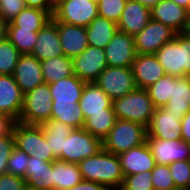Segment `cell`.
<instances>
[{
	"mask_svg": "<svg viewBox=\"0 0 190 190\" xmlns=\"http://www.w3.org/2000/svg\"><path fill=\"white\" fill-rule=\"evenodd\" d=\"M82 179L105 185L109 190H119L124 175L118 155L103 148L92 157L83 159L79 164Z\"/></svg>",
	"mask_w": 190,
	"mask_h": 190,
	"instance_id": "cell-1",
	"label": "cell"
},
{
	"mask_svg": "<svg viewBox=\"0 0 190 190\" xmlns=\"http://www.w3.org/2000/svg\"><path fill=\"white\" fill-rule=\"evenodd\" d=\"M117 119L128 120L148 127L155 111L146 89L136 88L122 98L112 101Z\"/></svg>",
	"mask_w": 190,
	"mask_h": 190,
	"instance_id": "cell-2",
	"label": "cell"
},
{
	"mask_svg": "<svg viewBox=\"0 0 190 190\" xmlns=\"http://www.w3.org/2000/svg\"><path fill=\"white\" fill-rule=\"evenodd\" d=\"M147 127L142 124L116 119L114 127L102 141V148L119 155L146 142Z\"/></svg>",
	"mask_w": 190,
	"mask_h": 190,
	"instance_id": "cell-3",
	"label": "cell"
},
{
	"mask_svg": "<svg viewBox=\"0 0 190 190\" xmlns=\"http://www.w3.org/2000/svg\"><path fill=\"white\" fill-rule=\"evenodd\" d=\"M51 114V91L49 84L44 83L24 94L23 107L18 122L41 125L50 120Z\"/></svg>",
	"mask_w": 190,
	"mask_h": 190,
	"instance_id": "cell-4",
	"label": "cell"
},
{
	"mask_svg": "<svg viewBox=\"0 0 190 190\" xmlns=\"http://www.w3.org/2000/svg\"><path fill=\"white\" fill-rule=\"evenodd\" d=\"M15 147L29 156L53 162L52 150L47 144L41 125H28L17 122L14 128Z\"/></svg>",
	"mask_w": 190,
	"mask_h": 190,
	"instance_id": "cell-5",
	"label": "cell"
},
{
	"mask_svg": "<svg viewBox=\"0 0 190 190\" xmlns=\"http://www.w3.org/2000/svg\"><path fill=\"white\" fill-rule=\"evenodd\" d=\"M97 16V0H62L54 6L52 18L86 28Z\"/></svg>",
	"mask_w": 190,
	"mask_h": 190,
	"instance_id": "cell-6",
	"label": "cell"
},
{
	"mask_svg": "<svg viewBox=\"0 0 190 190\" xmlns=\"http://www.w3.org/2000/svg\"><path fill=\"white\" fill-rule=\"evenodd\" d=\"M102 149V141L84 128L74 129L64 140V150L60 161L79 164L83 159L92 157Z\"/></svg>",
	"mask_w": 190,
	"mask_h": 190,
	"instance_id": "cell-7",
	"label": "cell"
},
{
	"mask_svg": "<svg viewBox=\"0 0 190 190\" xmlns=\"http://www.w3.org/2000/svg\"><path fill=\"white\" fill-rule=\"evenodd\" d=\"M95 83L112 101L122 98L137 88L132 70L127 67L107 66Z\"/></svg>",
	"mask_w": 190,
	"mask_h": 190,
	"instance_id": "cell-8",
	"label": "cell"
},
{
	"mask_svg": "<svg viewBox=\"0 0 190 190\" xmlns=\"http://www.w3.org/2000/svg\"><path fill=\"white\" fill-rule=\"evenodd\" d=\"M176 32L152 18L141 32L135 35L134 44L137 54H155L162 45L175 38Z\"/></svg>",
	"mask_w": 190,
	"mask_h": 190,
	"instance_id": "cell-9",
	"label": "cell"
},
{
	"mask_svg": "<svg viewBox=\"0 0 190 190\" xmlns=\"http://www.w3.org/2000/svg\"><path fill=\"white\" fill-rule=\"evenodd\" d=\"M184 114H174L165 106L156 108L149 126L146 139L179 140L181 138V120Z\"/></svg>",
	"mask_w": 190,
	"mask_h": 190,
	"instance_id": "cell-10",
	"label": "cell"
},
{
	"mask_svg": "<svg viewBox=\"0 0 190 190\" xmlns=\"http://www.w3.org/2000/svg\"><path fill=\"white\" fill-rule=\"evenodd\" d=\"M72 60L73 74L85 82H95L107 67L105 50L90 45Z\"/></svg>",
	"mask_w": 190,
	"mask_h": 190,
	"instance_id": "cell-11",
	"label": "cell"
},
{
	"mask_svg": "<svg viewBox=\"0 0 190 190\" xmlns=\"http://www.w3.org/2000/svg\"><path fill=\"white\" fill-rule=\"evenodd\" d=\"M107 66L131 68L137 56L133 36L117 31L105 47Z\"/></svg>",
	"mask_w": 190,
	"mask_h": 190,
	"instance_id": "cell-12",
	"label": "cell"
},
{
	"mask_svg": "<svg viewBox=\"0 0 190 190\" xmlns=\"http://www.w3.org/2000/svg\"><path fill=\"white\" fill-rule=\"evenodd\" d=\"M190 12L171 0H160L151 8V18L173 29L177 34L185 33L189 26Z\"/></svg>",
	"mask_w": 190,
	"mask_h": 190,
	"instance_id": "cell-13",
	"label": "cell"
},
{
	"mask_svg": "<svg viewBox=\"0 0 190 190\" xmlns=\"http://www.w3.org/2000/svg\"><path fill=\"white\" fill-rule=\"evenodd\" d=\"M156 164L170 165L175 161L190 160V145L184 140L146 139Z\"/></svg>",
	"mask_w": 190,
	"mask_h": 190,
	"instance_id": "cell-14",
	"label": "cell"
},
{
	"mask_svg": "<svg viewBox=\"0 0 190 190\" xmlns=\"http://www.w3.org/2000/svg\"><path fill=\"white\" fill-rule=\"evenodd\" d=\"M13 77L23 94L44 84L41 61L31 54H21Z\"/></svg>",
	"mask_w": 190,
	"mask_h": 190,
	"instance_id": "cell-15",
	"label": "cell"
},
{
	"mask_svg": "<svg viewBox=\"0 0 190 190\" xmlns=\"http://www.w3.org/2000/svg\"><path fill=\"white\" fill-rule=\"evenodd\" d=\"M31 55L35 56L39 61L64 55L59 40L57 22L53 18L38 32Z\"/></svg>",
	"mask_w": 190,
	"mask_h": 190,
	"instance_id": "cell-16",
	"label": "cell"
},
{
	"mask_svg": "<svg viewBox=\"0 0 190 190\" xmlns=\"http://www.w3.org/2000/svg\"><path fill=\"white\" fill-rule=\"evenodd\" d=\"M118 157L124 177L152 171L156 165L147 142L119 154Z\"/></svg>",
	"mask_w": 190,
	"mask_h": 190,
	"instance_id": "cell-17",
	"label": "cell"
},
{
	"mask_svg": "<svg viewBox=\"0 0 190 190\" xmlns=\"http://www.w3.org/2000/svg\"><path fill=\"white\" fill-rule=\"evenodd\" d=\"M131 70L137 88L143 89L148 88L166 74L155 54H137Z\"/></svg>",
	"mask_w": 190,
	"mask_h": 190,
	"instance_id": "cell-18",
	"label": "cell"
},
{
	"mask_svg": "<svg viewBox=\"0 0 190 190\" xmlns=\"http://www.w3.org/2000/svg\"><path fill=\"white\" fill-rule=\"evenodd\" d=\"M24 94L13 75H0V113L7 114L17 121L23 107Z\"/></svg>",
	"mask_w": 190,
	"mask_h": 190,
	"instance_id": "cell-19",
	"label": "cell"
},
{
	"mask_svg": "<svg viewBox=\"0 0 190 190\" xmlns=\"http://www.w3.org/2000/svg\"><path fill=\"white\" fill-rule=\"evenodd\" d=\"M150 19V8L137 1L128 0L117 25L119 31L134 37L141 32Z\"/></svg>",
	"mask_w": 190,
	"mask_h": 190,
	"instance_id": "cell-20",
	"label": "cell"
},
{
	"mask_svg": "<svg viewBox=\"0 0 190 190\" xmlns=\"http://www.w3.org/2000/svg\"><path fill=\"white\" fill-rule=\"evenodd\" d=\"M57 27L64 56L73 59L89 46L85 27L62 22Z\"/></svg>",
	"mask_w": 190,
	"mask_h": 190,
	"instance_id": "cell-21",
	"label": "cell"
},
{
	"mask_svg": "<svg viewBox=\"0 0 190 190\" xmlns=\"http://www.w3.org/2000/svg\"><path fill=\"white\" fill-rule=\"evenodd\" d=\"M85 83V81L79 79L76 75H72L49 84L52 105L79 103Z\"/></svg>",
	"mask_w": 190,
	"mask_h": 190,
	"instance_id": "cell-22",
	"label": "cell"
},
{
	"mask_svg": "<svg viewBox=\"0 0 190 190\" xmlns=\"http://www.w3.org/2000/svg\"><path fill=\"white\" fill-rule=\"evenodd\" d=\"M78 104L84 119L90 113H106V108H113L111 98L95 82L85 83Z\"/></svg>",
	"mask_w": 190,
	"mask_h": 190,
	"instance_id": "cell-23",
	"label": "cell"
},
{
	"mask_svg": "<svg viewBox=\"0 0 190 190\" xmlns=\"http://www.w3.org/2000/svg\"><path fill=\"white\" fill-rule=\"evenodd\" d=\"M25 182L38 190H53L52 162L29 156Z\"/></svg>",
	"mask_w": 190,
	"mask_h": 190,
	"instance_id": "cell-24",
	"label": "cell"
},
{
	"mask_svg": "<svg viewBox=\"0 0 190 190\" xmlns=\"http://www.w3.org/2000/svg\"><path fill=\"white\" fill-rule=\"evenodd\" d=\"M155 56L166 74L181 77V33L162 45Z\"/></svg>",
	"mask_w": 190,
	"mask_h": 190,
	"instance_id": "cell-25",
	"label": "cell"
},
{
	"mask_svg": "<svg viewBox=\"0 0 190 190\" xmlns=\"http://www.w3.org/2000/svg\"><path fill=\"white\" fill-rule=\"evenodd\" d=\"M118 30L116 22L97 16L86 27L88 44L105 49Z\"/></svg>",
	"mask_w": 190,
	"mask_h": 190,
	"instance_id": "cell-26",
	"label": "cell"
},
{
	"mask_svg": "<svg viewBox=\"0 0 190 190\" xmlns=\"http://www.w3.org/2000/svg\"><path fill=\"white\" fill-rule=\"evenodd\" d=\"M52 169L53 190H70L83 180L77 163L55 160Z\"/></svg>",
	"mask_w": 190,
	"mask_h": 190,
	"instance_id": "cell-27",
	"label": "cell"
},
{
	"mask_svg": "<svg viewBox=\"0 0 190 190\" xmlns=\"http://www.w3.org/2000/svg\"><path fill=\"white\" fill-rule=\"evenodd\" d=\"M174 114L190 111V76L175 77L172 80L170 99L165 105Z\"/></svg>",
	"mask_w": 190,
	"mask_h": 190,
	"instance_id": "cell-28",
	"label": "cell"
},
{
	"mask_svg": "<svg viewBox=\"0 0 190 190\" xmlns=\"http://www.w3.org/2000/svg\"><path fill=\"white\" fill-rule=\"evenodd\" d=\"M52 16L46 11L32 7H25L10 23L4 28H21L39 32Z\"/></svg>",
	"mask_w": 190,
	"mask_h": 190,
	"instance_id": "cell-29",
	"label": "cell"
},
{
	"mask_svg": "<svg viewBox=\"0 0 190 190\" xmlns=\"http://www.w3.org/2000/svg\"><path fill=\"white\" fill-rule=\"evenodd\" d=\"M47 144L52 150L53 157L60 160V154L64 150V140L70 135L74 128L57 120H48L41 124Z\"/></svg>",
	"mask_w": 190,
	"mask_h": 190,
	"instance_id": "cell-30",
	"label": "cell"
},
{
	"mask_svg": "<svg viewBox=\"0 0 190 190\" xmlns=\"http://www.w3.org/2000/svg\"><path fill=\"white\" fill-rule=\"evenodd\" d=\"M41 67L45 84H52L74 75L73 60L64 55L41 61Z\"/></svg>",
	"mask_w": 190,
	"mask_h": 190,
	"instance_id": "cell-31",
	"label": "cell"
},
{
	"mask_svg": "<svg viewBox=\"0 0 190 190\" xmlns=\"http://www.w3.org/2000/svg\"><path fill=\"white\" fill-rule=\"evenodd\" d=\"M113 108H106V113H90L84 120L83 128L101 141L108 135L116 122Z\"/></svg>",
	"mask_w": 190,
	"mask_h": 190,
	"instance_id": "cell-32",
	"label": "cell"
},
{
	"mask_svg": "<svg viewBox=\"0 0 190 190\" xmlns=\"http://www.w3.org/2000/svg\"><path fill=\"white\" fill-rule=\"evenodd\" d=\"M50 119L63 122L74 129L83 128L84 116L78 103L72 105H52Z\"/></svg>",
	"mask_w": 190,
	"mask_h": 190,
	"instance_id": "cell-33",
	"label": "cell"
},
{
	"mask_svg": "<svg viewBox=\"0 0 190 190\" xmlns=\"http://www.w3.org/2000/svg\"><path fill=\"white\" fill-rule=\"evenodd\" d=\"M3 34L21 54L32 53L38 36V32L21 28H4Z\"/></svg>",
	"mask_w": 190,
	"mask_h": 190,
	"instance_id": "cell-34",
	"label": "cell"
},
{
	"mask_svg": "<svg viewBox=\"0 0 190 190\" xmlns=\"http://www.w3.org/2000/svg\"><path fill=\"white\" fill-rule=\"evenodd\" d=\"M21 53L3 34L0 37V75H13Z\"/></svg>",
	"mask_w": 190,
	"mask_h": 190,
	"instance_id": "cell-35",
	"label": "cell"
},
{
	"mask_svg": "<svg viewBox=\"0 0 190 190\" xmlns=\"http://www.w3.org/2000/svg\"><path fill=\"white\" fill-rule=\"evenodd\" d=\"M174 78L175 76L165 74L154 84L146 88L155 108H162L169 101L172 91V80Z\"/></svg>",
	"mask_w": 190,
	"mask_h": 190,
	"instance_id": "cell-36",
	"label": "cell"
},
{
	"mask_svg": "<svg viewBox=\"0 0 190 190\" xmlns=\"http://www.w3.org/2000/svg\"><path fill=\"white\" fill-rule=\"evenodd\" d=\"M170 173L178 190H190V160L175 161L169 165Z\"/></svg>",
	"mask_w": 190,
	"mask_h": 190,
	"instance_id": "cell-37",
	"label": "cell"
},
{
	"mask_svg": "<svg viewBox=\"0 0 190 190\" xmlns=\"http://www.w3.org/2000/svg\"><path fill=\"white\" fill-rule=\"evenodd\" d=\"M127 1L128 0H97L98 16L118 23Z\"/></svg>",
	"mask_w": 190,
	"mask_h": 190,
	"instance_id": "cell-38",
	"label": "cell"
},
{
	"mask_svg": "<svg viewBox=\"0 0 190 190\" xmlns=\"http://www.w3.org/2000/svg\"><path fill=\"white\" fill-rule=\"evenodd\" d=\"M151 173L154 190H178L173 182L169 165L156 164Z\"/></svg>",
	"mask_w": 190,
	"mask_h": 190,
	"instance_id": "cell-39",
	"label": "cell"
},
{
	"mask_svg": "<svg viewBox=\"0 0 190 190\" xmlns=\"http://www.w3.org/2000/svg\"><path fill=\"white\" fill-rule=\"evenodd\" d=\"M28 162L29 155L14 147L7 161V173L25 179Z\"/></svg>",
	"mask_w": 190,
	"mask_h": 190,
	"instance_id": "cell-40",
	"label": "cell"
},
{
	"mask_svg": "<svg viewBox=\"0 0 190 190\" xmlns=\"http://www.w3.org/2000/svg\"><path fill=\"white\" fill-rule=\"evenodd\" d=\"M151 171L125 176L119 190H154Z\"/></svg>",
	"mask_w": 190,
	"mask_h": 190,
	"instance_id": "cell-41",
	"label": "cell"
},
{
	"mask_svg": "<svg viewBox=\"0 0 190 190\" xmlns=\"http://www.w3.org/2000/svg\"><path fill=\"white\" fill-rule=\"evenodd\" d=\"M25 0H1L0 21L3 25L10 23L24 8Z\"/></svg>",
	"mask_w": 190,
	"mask_h": 190,
	"instance_id": "cell-42",
	"label": "cell"
},
{
	"mask_svg": "<svg viewBox=\"0 0 190 190\" xmlns=\"http://www.w3.org/2000/svg\"><path fill=\"white\" fill-rule=\"evenodd\" d=\"M15 147L14 135L0 137V175L7 173V161Z\"/></svg>",
	"mask_w": 190,
	"mask_h": 190,
	"instance_id": "cell-43",
	"label": "cell"
},
{
	"mask_svg": "<svg viewBox=\"0 0 190 190\" xmlns=\"http://www.w3.org/2000/svg\"><path fill=\"white\" fill-rule=\"evenodd\" d=\"M190 76V34L181 33V77Z\"/></svg>",
	"mask_w": 190,
	"mask_h": 190,
	"instance_id": "cell-44",
	"label": "cell"
},
{
	"mask_svg": "<svg viewBox=\"0 0 190 190\" xmlns=\"http://www.w3.org/2000/svg\"><path fill=\"white\" fill-rule=\"evenodd\" d=\"M25 184V179L13 174L5 173L0 175V190H22Z\"/></svg>",
	"mask_w": 190,
	"mask_h": 190,
	"instance_id": "cell-45",
	"label": "cell"
},
{
	"mask_svg": "<svg viewBox=\"0 0 190 190\" xmlns=\"http://www.w3.org/2000/svg\"><path fill=\"white\" fill-rule=\"evenodd\" d=\"M17 122L15 118L0 113V137L12 135Z\"/></svg>",
	"mask_w": 190,
	"mask_h": 190,
	"instance_id": "cell-46",
	"label": "cell"
},
{
	"mask_svg": "<svg viewBox=\"0 0 190 190\" xmlns=\"http://www.w3.org/2000/svg\"><path fill=\"white\" fill-rule=\"evenodd\" d=\"M26 7L46 10L51 16L53 15L54 7L50 0H25Z\"/></svg>",
	"mask_w": 190,
	"mask_h": 190,
	"instance_id": "cell-47",
	"label": "cell"
},
{
	"mask_svg": "<svg viewBox=\"0 0 190 190\" xmlns=\"http://www.w3.org/2000/svg\"><path fill=\"white\" fill-rule=\"evenodd\" d=\"M70 190H109V189L105 185L96 182L82 180L80 183L75 185Z\"/></svg>",
	"mask_w": 190,
	"mask_h": 190,
	"instance_id": "cell-48",
	"label": "cell"
},
{
	"mask_svg": "<svg viewBox=\"0 0 190 190\" xmlns=\"http://www.w3.org/2000/svg\"><path fill=\"white\" fill-rule=\"evenodd\" d=\"M181 138L190 145V111L181 120Z\"/></svg>",
	"mask_w": 190,
	"mask_h": 190,
	"instance_id": "cell-49",
	"label": "cell"
},
{
	"mask_svg": "<svg viewBox=\"0 0 190 190\" xmlns=\"http://www.w3.org/2000/svg\"><path fill=\"white\" fill-rule=\"evenodd\" d=\"M133 1H137L141 4H143L144 6L148 7V8H152L153 6H155L160 0H133Z\"/></svg>",
	"mask_w": 190,
	"mask_h": 190,
	"instance_id": "cell-50",
	"label": "cell"
},
{
	"mask_svg": "<svg viewBox=\"0 0 190 190\" xmlns=\"http://www.w3.org/2000/svg\"><path fill=\"white\" fill-rule=\"evenodd\" d=\"M177 5L187 9L190 12V0H171Z\"/></svg>",
	"mask_w": 190,
	"mask_h": 190,
	"instance_id": "cell-51",
	"label": "cell"
},
{
	"mask_svg": "<svg viewBox=\"0 0 190 190\" xmlns=\"http://www.w3.org/2000/svg\"><path fill=\"white\" fill-rule=\"evenodd\" d=\"M22 190H38V189L32 186H29L28 184H25Z\"/></svg>",
	"mask_w": 190,
	"mask_h": 190,
	"instance_id": "cell-52",
	"label": "cell"
},
{
	"mask_svg": "<svg viewBox=\"0 0 190 190\" xmlns=\"http://www.w3.org/2000/svg\"><path fill=\"white\" fill-rule=\"evenodd\" d=\"M4 32V25L0 21V37L3 35Z\"/></svg>",
	"mask_w": 190,
	"mask_h": 190,
	"instance_id": "cell-53",
	"label": "cell"
},
{
	"mask_svg": "<svg viewBox=\"0 0 190 190\" xmlns=\"http://www.w3.org/2000/svg\"><path fill=\"white\" fill-rule=\"evenodd\" d=\"M60 1H62V0H50V2H51V4L53 5V7H54L57 3H59Z\"/></svg>",
	"mask_w": 190,
	"mask_h": 190,
	"instance_id": "cell-54",
	"label": "cell"
},
{
	"mask_svg": "<svg viewBox=\"0 0 190 190\" xmlns=\"http://www.w3.org/2000/svg\"><path fill=\"white\" fill-rule=\"evenodd\" d=\"M188 34H190V16H189V26H188V29L186 31Z\"/></svg>",
	"mask_w": 190,
	"mask_h": 190,
	"instance_id": "cell-55",
	"label": "cell"
}]
</instances>
